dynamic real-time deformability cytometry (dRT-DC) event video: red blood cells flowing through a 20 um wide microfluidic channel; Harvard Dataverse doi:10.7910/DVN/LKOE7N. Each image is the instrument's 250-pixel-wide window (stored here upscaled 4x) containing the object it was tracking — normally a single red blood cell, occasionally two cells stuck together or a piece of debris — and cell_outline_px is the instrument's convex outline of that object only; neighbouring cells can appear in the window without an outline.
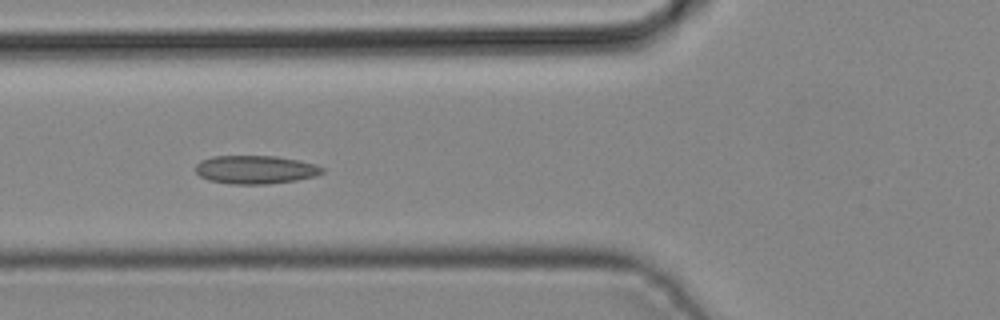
{"species": "common noctule bat (a hibernating species)", "species_latin": "Nyctalus noctula", "temperature_condition": "cold", "stored_images_in_passage": 4, "camera_frame_rate_fps": 3000, "um_per_image_px": 0.085, "animal": {"sex": "male", "body_mass_g": 19.2, "forearm_length_mm": 51.8}, "frame": {"image": 1, "passage_image": 4, "time_ms": 1.0, "image_size_px": [1000, 320], "cell_outline_px": [[324, 172], [316, 176], [296, 180], [268, 184], [232, 184], [208, 180], [200, 176], [196, 172], [196, 164], [200, 160], [212, 156], [276, 156], [300, 160], [316, 164], [324, 168]], "centroid_in_image_um": [21.73, 14.41], "position_along_channel_um": 104.1, "area_um2": 21.1}}